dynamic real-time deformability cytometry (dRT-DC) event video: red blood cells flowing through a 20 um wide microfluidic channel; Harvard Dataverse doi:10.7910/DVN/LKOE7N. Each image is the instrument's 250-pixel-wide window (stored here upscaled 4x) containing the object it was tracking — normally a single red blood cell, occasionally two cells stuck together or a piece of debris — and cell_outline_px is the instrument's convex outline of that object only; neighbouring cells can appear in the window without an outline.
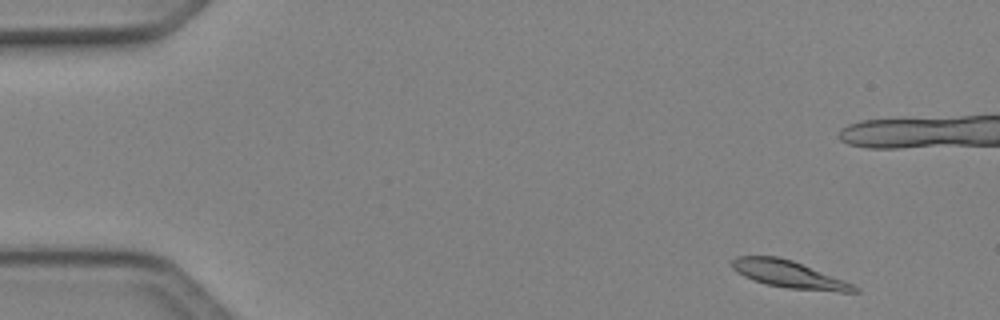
{"species": "Egyptian fruit bat (a non-hibernating species)", "species_latin": "Rousettus aegyptiacus", "temperature_condition": "cold", "stored_images_in_passage": 13, "camera_frame_rate_fps": 3000, "um_per_image_px": 0.085, "animal": {"sex": "female"}, "frame": {"image": 1, "passage_image": 3, "time_ms": 0.667, "image_size_px": [1000, 320], "cell_outline_px": [[860, 292], [840, 292], [788, 288], [764, 284], [744, 276], [736, 272], [732, 268], [732, 260], [736, 256], [776, 256], [792, 260], [844, 280], [860, 288]], "centroid_in_image_um": [67.06, 23.32], "position_along_channel_um": 17.9, "area_um2": 19.31}}